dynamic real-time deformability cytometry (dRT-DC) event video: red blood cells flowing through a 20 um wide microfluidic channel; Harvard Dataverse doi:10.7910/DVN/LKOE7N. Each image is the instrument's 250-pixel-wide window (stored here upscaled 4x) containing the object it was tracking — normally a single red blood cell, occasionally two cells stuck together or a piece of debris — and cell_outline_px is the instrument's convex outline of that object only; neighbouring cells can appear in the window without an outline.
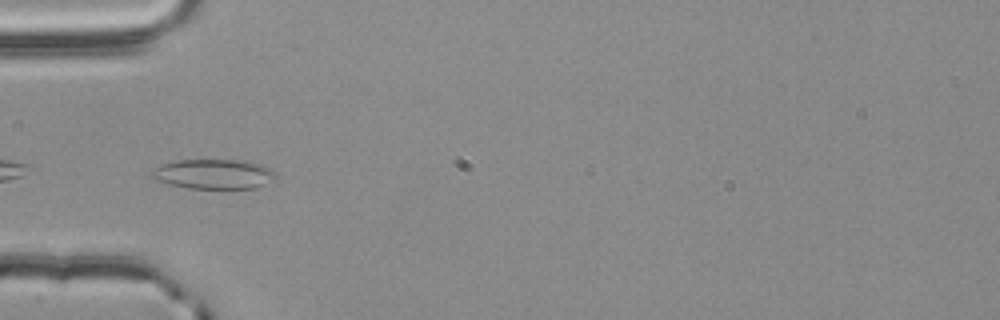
{"species": "common noctule bat (a hibernating species)", "species_latin": "Nyctalus noctula", "temperature_condition": "room temperature", "stored_images_in_passage": 24, "camera_frame_rate_fps": 3000, "um_per_image_px": 0.085, "animal": {"sex": "male", "body_mass_g": 20.4}, "frame": {"image": 1, "passage_image": 19, "time_ms": 6.0, "image_size_px": [1000, 320], "cell_outline_px": [[276, 180], [256, 188], [188, 188], [168, 184], [156, 180], [148, 176], [148, 172], [152, 168], [160, 164], [176, 160], [240, 160], [260, 164], [268, 168], [276, 176]], "centroid_in_image_um": [18.08, 14.79], "position_along_channel_um": 66.9, "area_um2": 21.73}}